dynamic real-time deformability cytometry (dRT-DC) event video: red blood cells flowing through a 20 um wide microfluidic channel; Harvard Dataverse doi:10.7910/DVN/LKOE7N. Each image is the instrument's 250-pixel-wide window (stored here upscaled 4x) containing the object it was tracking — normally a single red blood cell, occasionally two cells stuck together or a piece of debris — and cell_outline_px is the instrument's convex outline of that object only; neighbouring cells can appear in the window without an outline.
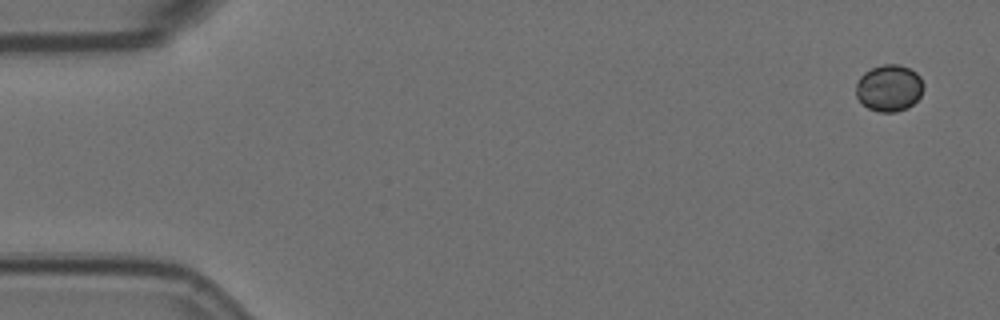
{"species": "Egyptian fruit bat (a non-hibernating species)", "species_latin": "Rousettus aegyptiacus", "temperature_condition": "room temperature", "stored_images_in_passage": 6, "camera_frame_rate_fps": 3000, "um_per_image_px": 0.085, "animal": {"sex": "female"}, "frame": {"image": 1, "passage_image": 1, "time_ms": 0.0, "image_size_px": [1000, 320], "cell_outline_px": [[924, 88], [920, 96], [908, 108], [896, 112], [880, 112], [868, 108], [856, 96], [856, 84], [860, 76], [864, 72], [872, 68], [884, 64], [900, 64], [916, 72], [920, 76], [924, 84]], "centroid_in_image_um": [75.59, 7.47], "position_along_channel_um": 9.4, "area_um2": 18.44}}